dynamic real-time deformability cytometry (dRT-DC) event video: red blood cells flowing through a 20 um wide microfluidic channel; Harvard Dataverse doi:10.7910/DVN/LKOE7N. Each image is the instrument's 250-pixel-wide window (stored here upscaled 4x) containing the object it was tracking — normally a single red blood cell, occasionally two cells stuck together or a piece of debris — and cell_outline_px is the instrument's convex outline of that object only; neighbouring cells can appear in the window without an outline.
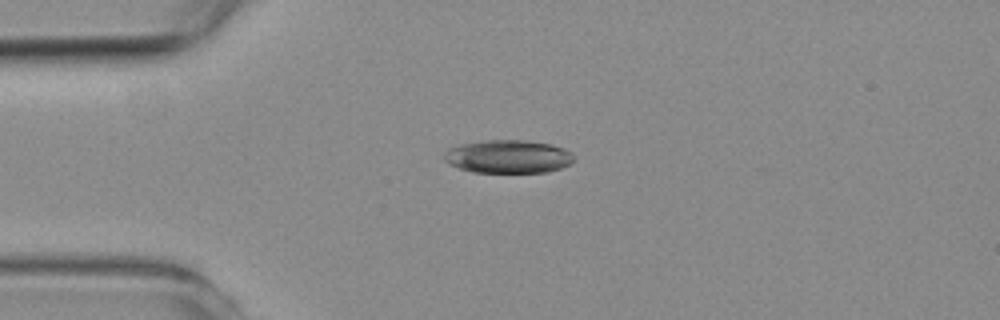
{"species": "common noctule bat (a hibernating species)", "species_latin": "Nyctalus noctula", "temperature_condition": "room temperature", "stored_images_in_passage": 8, "camera_frame_rate_fps": 3000, "um_per_image_px": 0.085, "animal": {"sex": "female", "body_mass_g": 19.3, "forearm_length_mm": 54.1}, "frame": {"image": 1, "passage_image": 2, "time_ms": 2.0, "image_size_px": [1000, 320], "cell_outline_px": [[572, 160], [568, 164], [560, 168], [548, 172], [472, 172], [460, 168], [444, 160], [444, 152], [448, 148], [460, 144], [488, 140], [528, 140], [552, 144], [564, 148], [572, 152]], "centroid_in_image_um": [43.19, 13.3], "position_along_channel_um": 41.8, "area_um2": 25.03}}
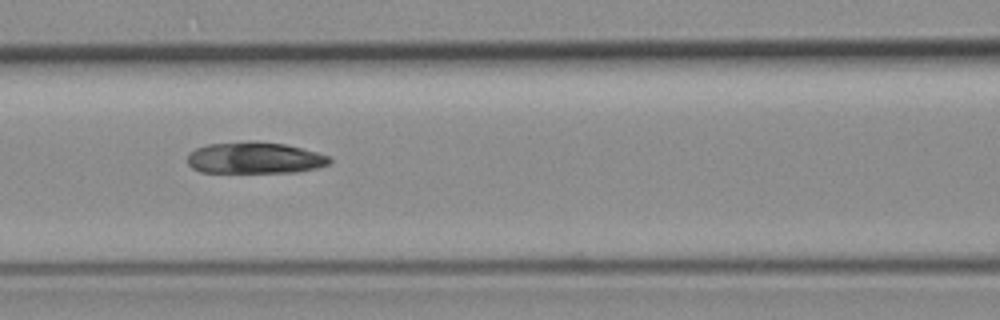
{"frame": {"image": 2, "passage_image": 5, "time_ms": 5.333, "image_size_px": [1000, 320], "cell_outline_px": [[332, 160], [328, 164], [316, 168], [296, 172], [200, 172], [192, 168], [188, 164], [188, 156], [196, 148], [208, 144], [248, 140], [284, 144], [332, 156]], "centroid_in_image_um": [21.66, 13.41], "position_along_channel_um": 144.9, "area_um2": 26.13}}
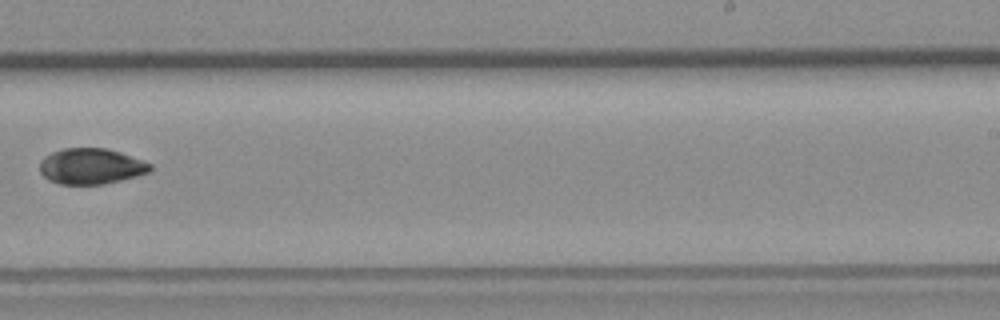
{"frame": {"image": 3, "passage_image": 8, "time_ms": 9.0, "image_size_px": [1000, 320], "cell_outline_px": [[152, 168], [148, 172], [136, 176], [104, 184], [60, 184], [48, 180], [40, 172], [40, 160], [44, 156], [52, 152], [64, 148], [104, 148], [120, 152], [152, 164]], "centroid_in_image_um": [7.71, 14.13], "position_along_channel_um": 281.3, "area_um2": 22.95}}